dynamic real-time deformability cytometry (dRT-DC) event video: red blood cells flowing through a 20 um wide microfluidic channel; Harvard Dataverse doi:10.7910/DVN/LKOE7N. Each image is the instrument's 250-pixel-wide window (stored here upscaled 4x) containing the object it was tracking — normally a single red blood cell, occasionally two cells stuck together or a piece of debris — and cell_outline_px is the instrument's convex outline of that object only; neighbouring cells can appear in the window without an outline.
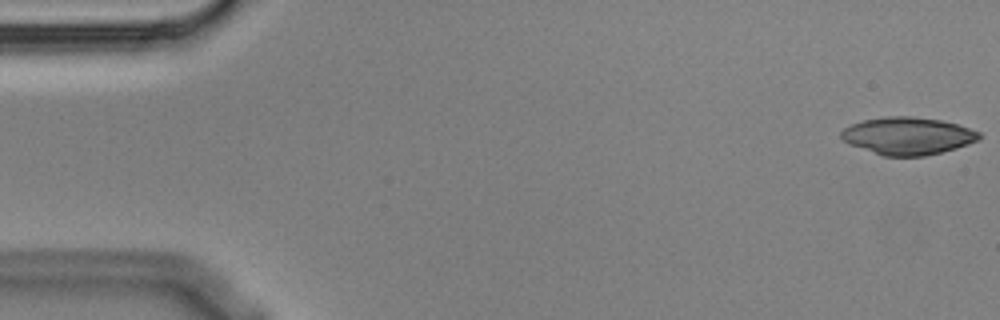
{"species": "Egyptian fruit bat (a non-hibernating species)", "species_latin": "Rousettus aegyptiacus", "temperature_condition": "cold", "stored_images_in_passage": 6, "segment_of_instrument_passage": [1, 2], "camera_frame_rate_fps": 3000, "um_per_image_px": 0.085, "animal": {"sex": "male"}, "frame": {"image": 1, "passage_image": 1, "time_ms": 0.0, "image_size_px": [1000, 320], "cell_outline_px": [[980, 140], [956, 148], [924, 156], [884, 156], [848, 144], [840, 136], [840, 132], [844, 128], [852, 124], [864, 120], [884, 116], [912, 116], [940, 120], [956, 124], [980, 132]], "centroid_in_image_um": [77.14, 11.55], "position_along_channel_um": 7.9, "area_um2": 30.0}}
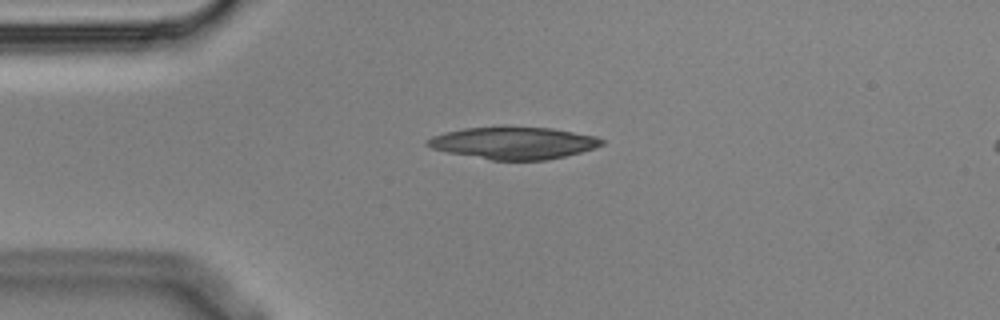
{"frame": {"image": 2, "passage_image": 4, "time_ms": 1.0, "image_size_px": [1000, 320], "cell_outline_px": [[604, 144], [596, 148], [548, 160], [492, 160], [448, 152], [432, 148], [424, 144], [432, 136], [464, 128], [552, 128], [596, 136], [604, 140]], "centroid_in_image_um": [43.7, 12.17], "position_along_channel_um": 41.3, "area_um2": 32.02}}